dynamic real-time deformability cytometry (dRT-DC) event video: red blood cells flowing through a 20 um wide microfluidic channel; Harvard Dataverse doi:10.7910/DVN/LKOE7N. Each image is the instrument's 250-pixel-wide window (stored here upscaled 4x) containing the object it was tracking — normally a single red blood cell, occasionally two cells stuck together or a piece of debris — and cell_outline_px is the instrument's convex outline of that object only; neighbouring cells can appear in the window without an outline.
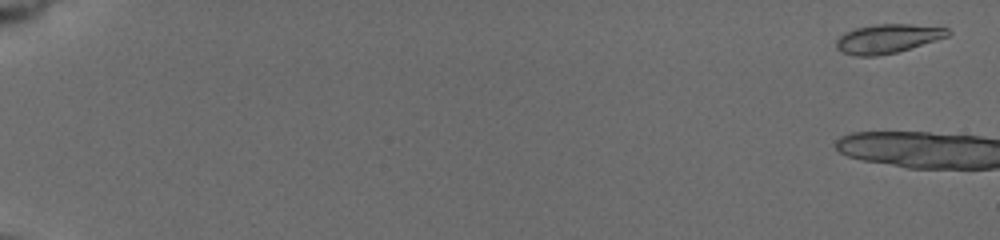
{"species": "common noctule bat (a hibernating species)", "species_latin": "Nyctalus noctula", "temperature_condition": "cold", "stored_images_in_passage": 3, "camera_frame_rate_fps": 3000, "um_per_image_px": 0.085, "animal": {"sex": "female", "body_mass_g": 19.5, "forearm_length_mm": 54.1}, "frame": {"image": 1, "passage_image": 1, "time_ms": 0.0, "image_size_px": [1000, 240], "cell_outline_px": [[952, 32], [948, 36], [896, 52], [876, 56], [856, 56], [840, 52], [836, 48], [836, 40], [844, 32], [856, 28], [876, 24], [912, 24], [948, 28]], "centroid_in_image_um": [75.41, 3.28], "position_along_channel_um": 9.6, "area_um2": 18.79}}